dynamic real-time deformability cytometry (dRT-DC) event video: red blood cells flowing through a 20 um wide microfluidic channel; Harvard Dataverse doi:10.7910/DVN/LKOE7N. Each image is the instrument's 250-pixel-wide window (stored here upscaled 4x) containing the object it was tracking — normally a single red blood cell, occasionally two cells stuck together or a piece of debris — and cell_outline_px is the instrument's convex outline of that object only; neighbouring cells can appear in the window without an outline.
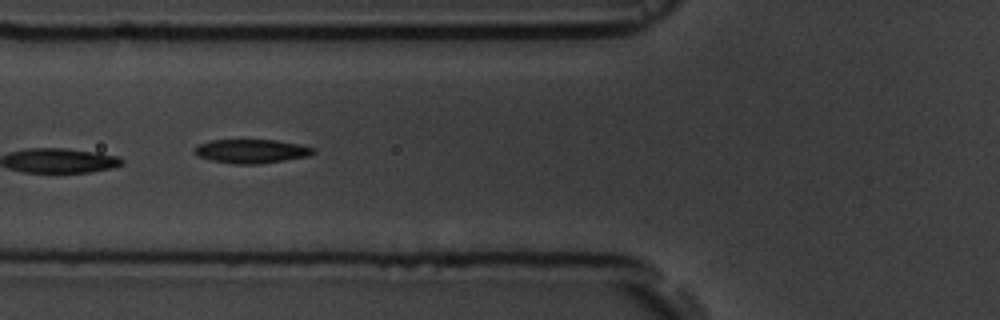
{"species": "common noctule bat (a hibernating species)", "species_latin": "Nyctalus noctula", "temperature_condition": "room temperature", "stored_images_in_passage": 16, "camera_frame_rate_fps": 3000, "um_per_image_px": 0.085, "animal": {"sex": "male", "body_mass_g": 19.5, "forearm_length_mm": 54.6}, "frame": {"image": 1, "passage_image": 7, "time_ms": 6.667, "image_size_px": [1000, 320], "cell_outline_px": [[316, 152], [308, 156], [260, 164], [232, 164], [212, 160], [196, 156], [192, 152], [192, 148], [200, 144], [212, 140], [276, 140], [300, 144], [316, 148]], "centroid_in_image_um": [21.36, 12.85], "position_along_channel_um": 104.4, "area_um2": 16.7}}
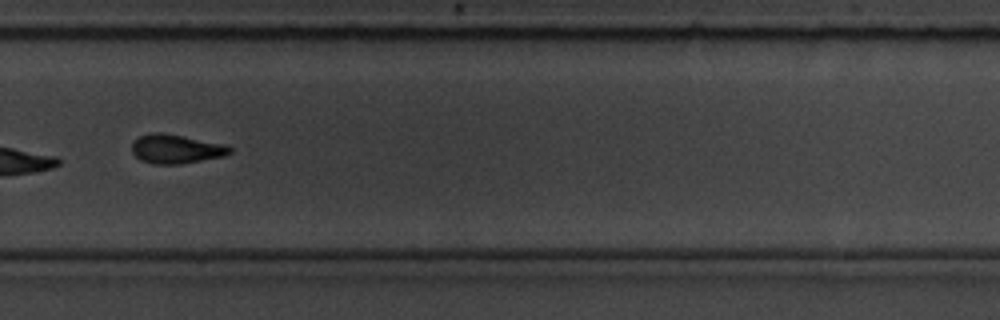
{"frame": {"image": 2, "passage_image": 12, "time_ms": 12.333, "image_size_px": [1000, 320], "cell_outline_px": [[232, 152], [224, 156], [180, 164], [152, 164], [140, 160], [132, 152], [132, 144], [140, 136], [152, 132], [164, 132], [224, 144], [232, 148]], "centroid_in_image_um": [14.96, 12.66], "position_along_channel_um": 314.8, "area_um2": 16.59}, "authors_computed_cell_mechanics": {"area_um2": 17.7157, "velocity_mm_per_s": 3.7221, "shape_relaxation_time_tau1_ms": 3.8285, "shape_relaxation_time_tau2_ms": 3.872, "deformation_change_tau1": 0.1389, "deformation_change_tau2": 0.0785}}